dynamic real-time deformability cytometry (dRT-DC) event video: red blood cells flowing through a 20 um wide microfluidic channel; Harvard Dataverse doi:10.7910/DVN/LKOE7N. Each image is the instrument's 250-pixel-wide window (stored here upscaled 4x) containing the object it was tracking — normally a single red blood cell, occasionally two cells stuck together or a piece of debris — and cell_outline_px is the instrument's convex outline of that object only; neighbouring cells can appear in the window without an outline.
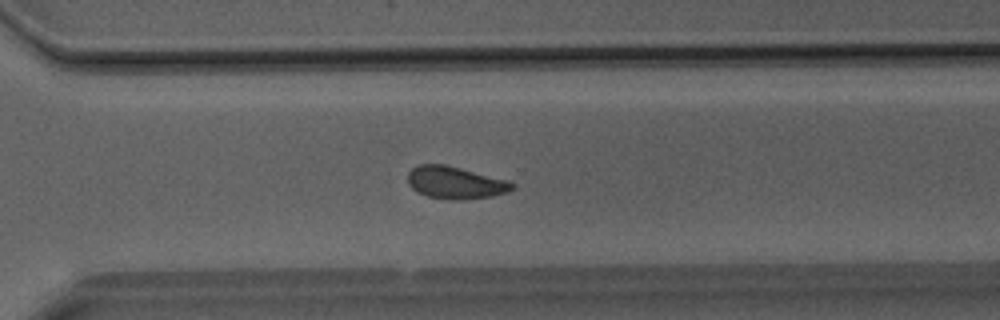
{"species": "Egyptian fruit bat (a non-hibernating species)", "species_latin": "Rousettus aegyptiacus", "temperature_condition": "room temperature", "stored_images_in_passage": 39, "camera_frame_rate_fps": 3000, "um_per_image_px": 0.085, "animal": {"sex": "male"}, "frame": {"image": 1, "passage_image": 28, "time_ms": 9.0, "image_size_px": [1000, 320], "cell_outline_px": [[516, 188], [492, 196], [460, 200], [448, 200], [428, 196], [416, 192], [408, 184], [408, 172], [412, 168], [420, 164], [444, 164], [508, 180], [516, 184]], "centroid_in_image_um": [38.69, 15.53], "position_along_channel_um": 331.9, "area_um2": 19.71}}
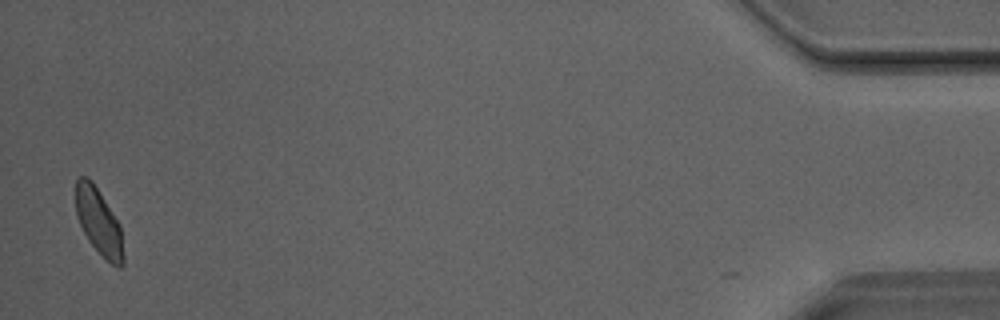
{"frame": {"image": 2, "passage_image": 39, "time_ms": 12.667, "image_size_px": [1000, 320], "cell_outline_px": [[124, 264], [120, 268], [112, 264], [88, 240], [76, 216], [76, 180], [80, 176], [88, 176], [92, 180], [120, 224], [124, 256]], "centroid_in_image_um": [8.4, 18.82], "position_along_channel_um": 426.8, "area_um2": 18.26}}